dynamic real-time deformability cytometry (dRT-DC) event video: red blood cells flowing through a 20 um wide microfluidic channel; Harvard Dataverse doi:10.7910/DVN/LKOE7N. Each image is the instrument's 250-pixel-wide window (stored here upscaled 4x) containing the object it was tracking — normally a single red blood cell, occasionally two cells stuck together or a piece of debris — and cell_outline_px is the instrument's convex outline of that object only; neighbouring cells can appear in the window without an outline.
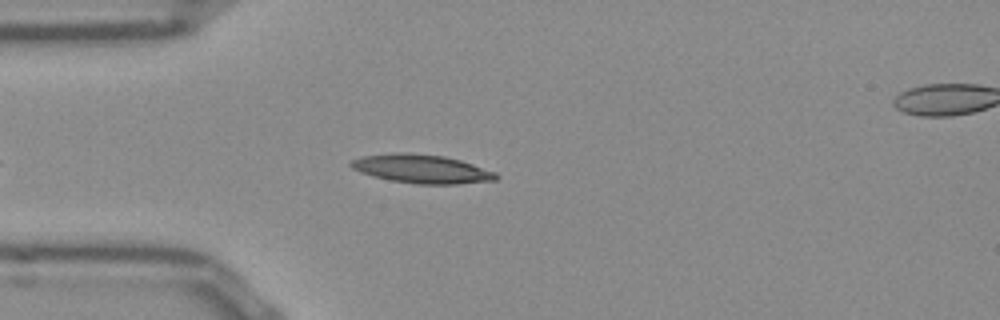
{"species": "Egyptian fruit bat (a non-hibernating species)", "species_latin": "Rousettus aegyptiacus", "temperature_condition": "room temperature", "stored_images_in_passage": 43, "camera_frame_rate_fps": 3000, "um_per_image_px": 0.085, "frame": {"image": 1, "passage_image": 9, "time_ms": 2.667, "image_size_px": [1000, 320], "cell_outline_px": [[500, 176], [496, 180], [456, 184], [420, 184], [392, 180], [360, 172], [352, 168], [348, 164], [352, 160], [364, 156], [396, 152], [408, 152], [444, 156], [460, 160], [496, 172]], "centroid_in_image_um": [35.87, 14.35], "position_along_channel_um": 49.1, "area_um2": 24.04}}
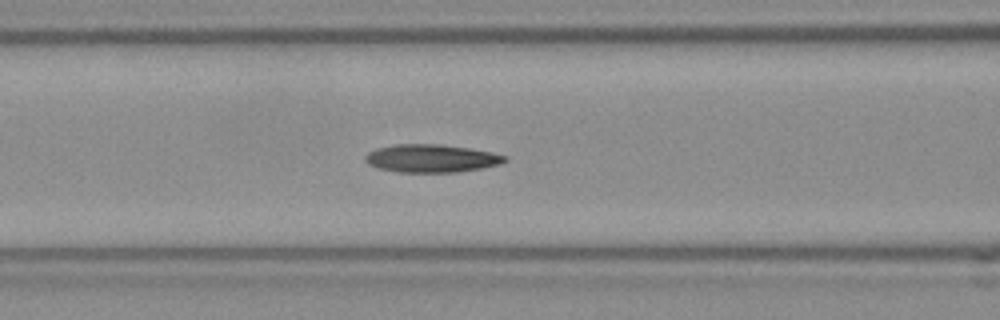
{"frame": {"image": 2, "passage_image": 16, "time_ms": 5.0, "image_size_px": [1000, 320], "cell_outline_px": [[508, 160], [500, 164], [480, 168], [456, 172], [396, 172], [380, 168], [368, 164], [364, 160], [364, 156], [368, 152], [376, 148], [396, 144], [440, 144], [468, 148], [492, 152], [508, 156]], "centroid_in_image_um": [36.66, 13.45], "position_along_channel_um": 129.9, "area_um2": 22.77}}
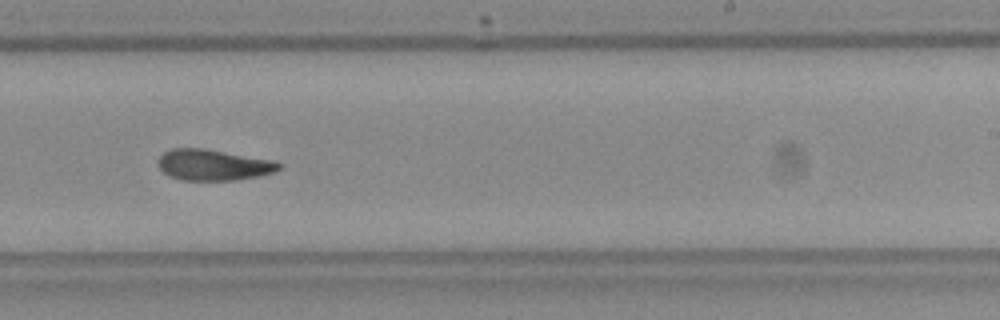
{"frame": {"image": 3, "passage_image": 27, "time_ms": 8.667, "image_size_px": [1000, 320], "cell_outline_px": [[284, 164], [276, 172], [260, 176], [236, 180], [184, 180], [168, 176], [160, 168], [156, 160], [164, 152], [172, 148], [204, 148], [276, 160]], "centroid_in_image_um": [18.18, 14.01], "position_along_channel_um": 270.8, "area_um2": 22.2}, "authors_computed_cell_mechanics": {"area_um2": 22.3686, "velocity_mm_per_s": 3.8512, "shape_relaxation_time_tau1_ms": null, "shape_relaxation_time_tau2_ms": 3.5869, "deformation_change_tau1": null, "deformation_change_tau2": 0.1097}}